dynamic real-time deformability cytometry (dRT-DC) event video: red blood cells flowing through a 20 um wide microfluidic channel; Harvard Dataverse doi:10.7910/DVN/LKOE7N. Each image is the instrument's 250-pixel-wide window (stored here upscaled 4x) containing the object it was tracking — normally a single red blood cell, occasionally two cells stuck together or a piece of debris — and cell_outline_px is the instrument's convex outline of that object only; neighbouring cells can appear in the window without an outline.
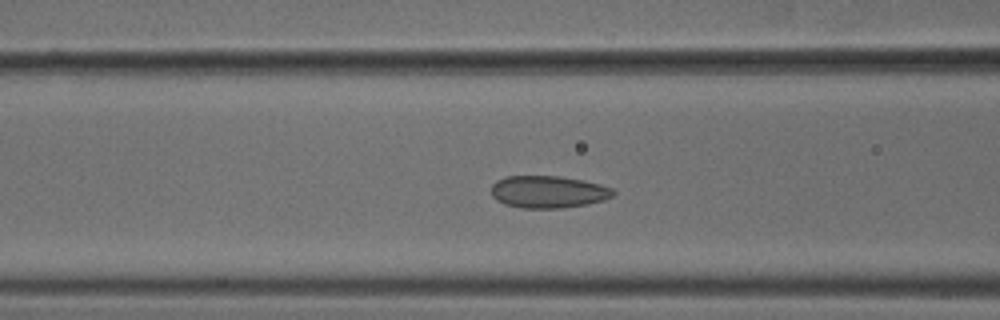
{"species": "common noctule bat (a hibernating species)", "species_latin": "Nyctalus noctula", "temperature_condition": "cold", "stored_images_in_passage": 52, "camera_frame_rate_fps": 3000, "um_per_image_px": 0.085, "animal": {"sex": "male", "body_mass_g": 18.8}, "frame": {"image": 1, "passage_image": 19, "time_ms": 6.0, "image_size_px": [1000, 320], "cell_outline_px": [[616, 192], [612, 196], [604, 200], [588, 204], [560, 208], [520, 208], [504, 204], [496, 200], [492, 196], [492, 184], [496, 180], [504, 176], [560, 176], [584, 180], [600, 184], [612, 188]], "centroid_in_image_um": [46.59, 16.3], "position_along_channel_um": 120.0, "area_um2": 23.12}}
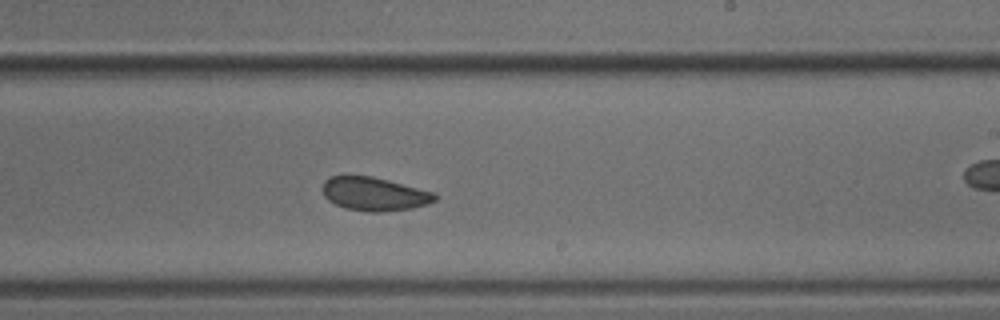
{"frame": {"image": 2, "passage_image": 30, "time_ms": 9.667, "image_size_px": [1000, 320], "cell_outline_px": [[440, 196], [436, 200], [428, 204], [412, 208], [384, 212], [368, 212], [344, 208], [328, 200], [324, 196], [320, 188], [324, 180], [328, 176], [372, 176], [436, 192]], "centroid_in_image_um": [31.82, 16.49], "position_along_channel_um": 257.2, "area_um2": 22.37}}
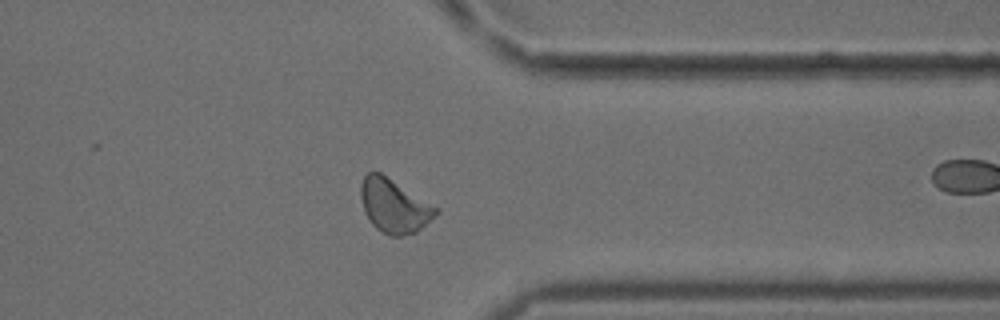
{"frame": {"image": 3, "passage_image": 40, "time_ms": 13.0, "image_size_px": [1000, 320], "cell_outline_px": [[440, 208], [416, 232], [400, 236], [388, 236], [376, 228], [372, 224], [364, 212], [360, 196], [360, 184], [364, 176], [368, 172], [380, 172]], "centroid_in_image_um": [33.45, 17.48], "position_along_channel_um": 377.9, "area_um2": 23.29}, "authors_computed_cell_mechanics": {"area_um2": 22.5998, "velocity_mm_per_s": 3.7466, "shape_relaxation_time_tau1_ms": null, "shape_relaxation_time_tau2_ms": 1.3605, "deformation_change_tau1": null, "deformation_change_tau2": 0.0553}}